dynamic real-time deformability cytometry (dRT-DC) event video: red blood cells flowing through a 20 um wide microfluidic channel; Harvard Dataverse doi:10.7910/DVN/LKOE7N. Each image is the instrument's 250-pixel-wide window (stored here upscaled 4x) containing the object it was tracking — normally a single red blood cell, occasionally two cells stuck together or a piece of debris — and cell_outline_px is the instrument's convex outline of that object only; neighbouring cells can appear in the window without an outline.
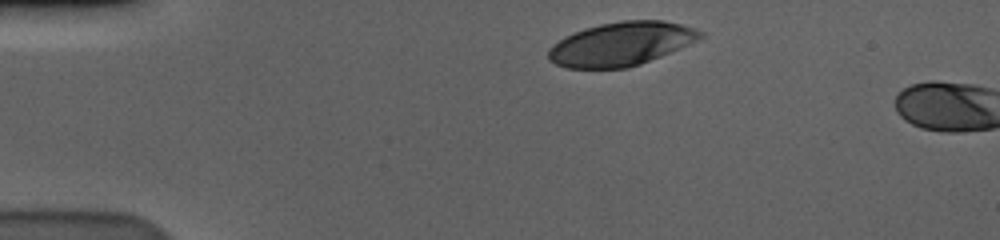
{"species": "human", "species_latin": "Homo sapiens", "temperature_condition": "cold", "stored_images_in_passage": 3, "camera_frame_rate_fps": 3000, "um_per_image_px": 0.085, "donor": {"sex": "male"}, "frame": {"image": 1, "passage_image": 1, "time_ms": 0.0, "image_size_px": [1000, 240], "cell_outline_px": [[704, 36], [688, 44], [660, 56], [640, 64], [628, 68], [564, 68], [548, 60], [548, 48], [552, 44], [564, 36], [584, 28], [600, 24], [620, 20], [664, 20], [680, 24], [704, 32]], "centroid_in_image_um": [52.74, 3.73], "position_along_channel_um": 32.3, "area_um2": 38.61}}